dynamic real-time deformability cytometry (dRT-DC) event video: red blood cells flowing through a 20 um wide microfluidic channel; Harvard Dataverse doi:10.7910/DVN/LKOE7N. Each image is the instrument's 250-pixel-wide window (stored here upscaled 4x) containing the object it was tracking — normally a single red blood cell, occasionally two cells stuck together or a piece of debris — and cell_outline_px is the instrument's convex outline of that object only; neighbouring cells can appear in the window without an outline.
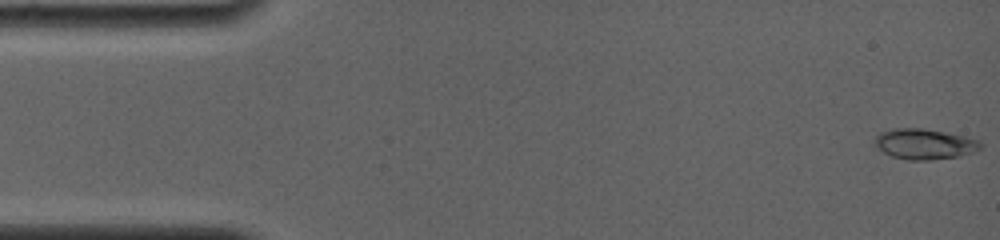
{"species": "common noctule bat (a hibernating species)", "species_latin": "Nyctalus noctula", "temperature_condition": "room temperature", "stored_images_in_passage": 5, "camera_frame_rate_fps": 4000, "um_per_image_px": 0.085, "animal": {"sex": "female", "body_mass_g": 19.0, "forearm_length_mm": 56.7}, "frame": {"image": 1, "passage_image": 1, "time_ms": 0.0, "image_size_px": [1000, 240], "cell_outline_px": [[980, 148], [972, 152], [960, 156], [928, 160], [908, 160], [892, 156], [876, 148], [876, 136], [880, 132], [892, 128], [920, 128], [944, 132], [964, 136], [980, 140]], "centroid_in_image_um": [78.56, 12.24], "position_along_channel_um": 6.4, "area_um2": 18.61}}
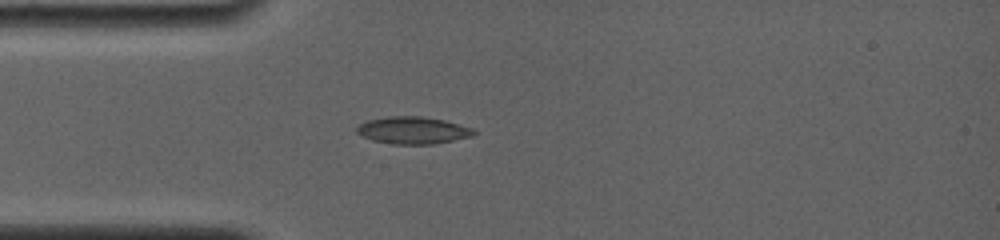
{"frame": {"image": 2, "passage_image": 5, "time_ms": 4.25, "image_size_px": [1000, 240], "cell_outline_px": [[476, 132], [472, 136], [436, 144], [392, 144], [372, 140], [356, 132], [356, 128], [360, 124], [368, 120], [388, 116], [420, 116], [444, 120], [472, 128]], "centroid_in_image_um": [35.09, 11.08], "position_along_channel_um": 49.9, "area_um2": 18.44}}